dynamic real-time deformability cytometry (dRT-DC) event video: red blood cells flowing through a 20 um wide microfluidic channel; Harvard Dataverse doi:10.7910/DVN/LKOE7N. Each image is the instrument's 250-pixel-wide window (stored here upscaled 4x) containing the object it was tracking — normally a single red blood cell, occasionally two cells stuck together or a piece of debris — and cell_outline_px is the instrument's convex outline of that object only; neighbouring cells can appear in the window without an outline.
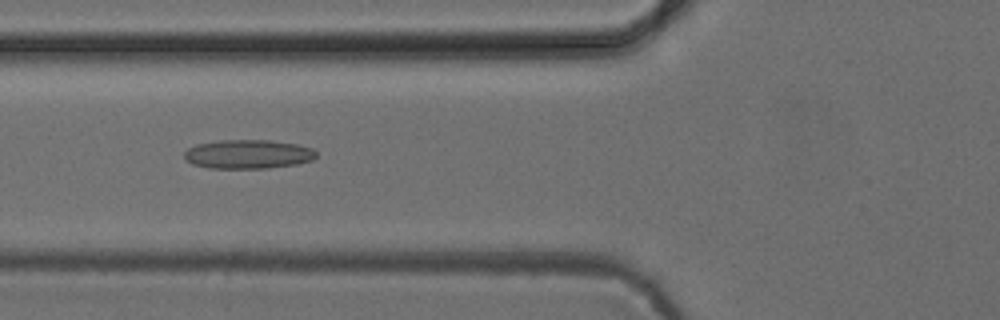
{"species": "common noctule bat (a hibernating species)", "species_latin": "Nyctalus noctula", "temperature_condition": "cold", "stored_images_in_passage": 39, "camera_frame_rate_fps": 3000, "um_per_image_px": 0.085, "animal": {"sex": "female", "body_mass_g": 24.6, "forearm_length_mm": 56.2}, "frame": {"image": 1, "passage_image": 7, "time_ms": 2.0, "image_size_px": [1000, 320], "cell_outline_px": [[316, 156], [312, 160], [296, 164], [268, 168], [208, 168], [192, 164], [184, 156], [184, 152], [188, 148], [196, 144], [220, 140], [272, 140], [296, 144], [312, 148], [316, 152]], "centroid_in_image_um": [21.08, 13.1], "position_along_channel_um": 104.7, "area_um2": 22.31}}
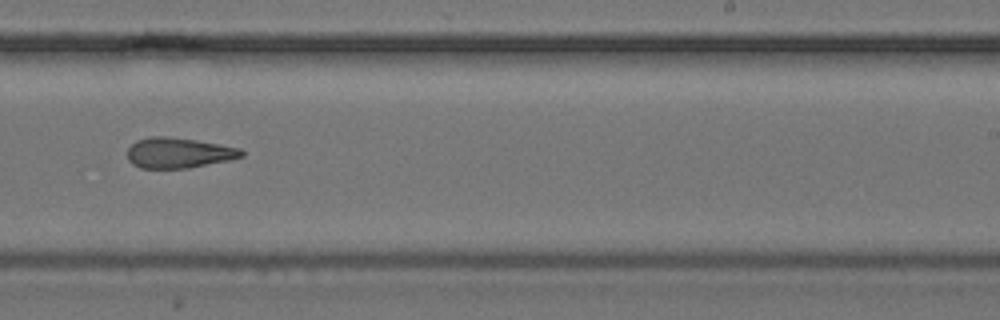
{"frame": {"image": 2, "passage_image": 20, "time_ms": 6.333, "image_size_px": [1000, 320], "cell_outline_px": [[244, 156], [228, 160], [188, 168], [140, 168], [132, 164], [128, 160], [128, 148], [136, 140], [152, 136], [164, 136], [196, 140], [220, 144], [240, 148], [244, 152]], "centroid_in_image_um": [15.17, 12.99], "position_along_channel_um": 273.8, "area_um2": 20.17}}
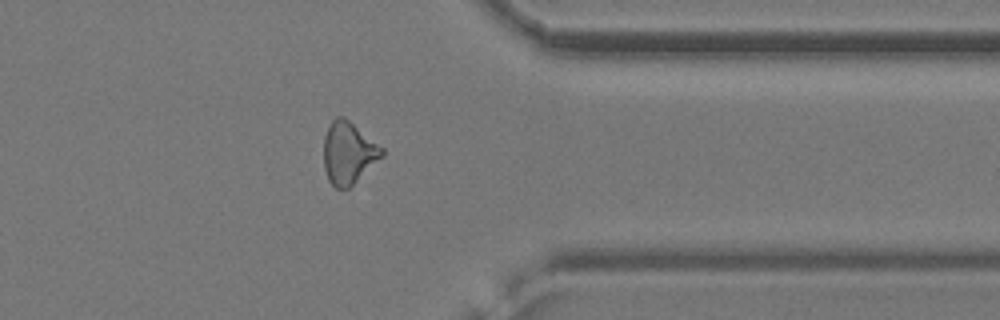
{"frame": {"image": 3, "passage_image": 29, "time_ms": 9.333, "image_size_px": [1000, 320], "cell_outline_px": [[384, 156], [348, 188], [336, 188], [328, 180], [324, 168], [324, 136], [332, 120], [336, 116], [344, 116], [384, 148]], "centroid_in_image_um": [29.62, 12.98], "position_along_channel_um": 381.8, "area_um2": 21.04}, "authors_computed_cell_mechanics": {"area_um2": 20.7502, "velocity_mm_per_s": 3.8949, "shape_relaxation_time_tau1_ms": null, "shape_relaxation_time_tau2_ms": 5.7163, "deformation_change_tau1": null, "deformation_change_tau2": 0.1814}}